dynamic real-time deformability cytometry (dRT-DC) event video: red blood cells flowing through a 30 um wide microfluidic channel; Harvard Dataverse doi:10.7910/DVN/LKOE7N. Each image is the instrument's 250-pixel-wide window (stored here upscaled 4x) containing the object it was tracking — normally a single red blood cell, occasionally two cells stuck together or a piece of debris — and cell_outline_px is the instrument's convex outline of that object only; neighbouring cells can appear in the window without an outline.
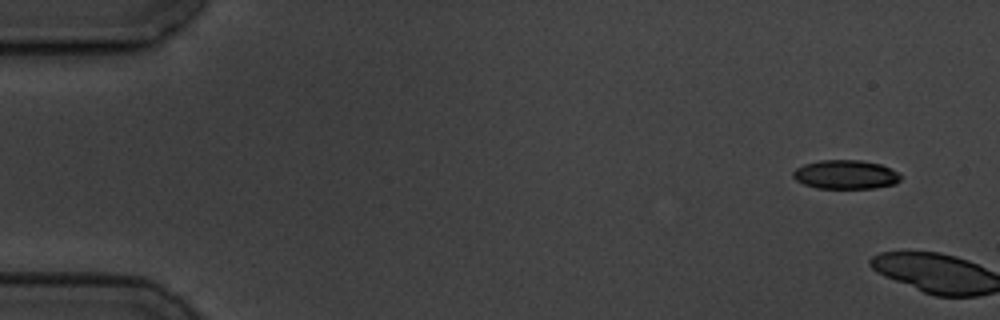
{"species": "common noctule bat (a hibernating species)", "species_latin": "Nyctalus noctula", "temperature_condition": "cold", "stored_images_in_passage": 2, "camera_frame_rate_fps": 3000, "um_per_image_px": 0.085, "animal": {"sex": "male", "body_mass_g": 19.5, "forearm_length_mm": 54.6}, "frame": {"image": 1, "passage_image": 1, "time_ms": 0.0, "image_size_px": [1000, 320], "cell_outline_px": [[900, 180], [896, 184], [876, 188], [816, 188], [804, 184], [796, 180], [792, 176], [792, 172], [796, 168], [804, 164], [820, 160], [860, 160], [880, 164], [896, 172], [900, 176]], "centroid_in_image_um": [71.85, 14.84], "position_along_channel_um": 13.2, "area_um2": 18.09}}